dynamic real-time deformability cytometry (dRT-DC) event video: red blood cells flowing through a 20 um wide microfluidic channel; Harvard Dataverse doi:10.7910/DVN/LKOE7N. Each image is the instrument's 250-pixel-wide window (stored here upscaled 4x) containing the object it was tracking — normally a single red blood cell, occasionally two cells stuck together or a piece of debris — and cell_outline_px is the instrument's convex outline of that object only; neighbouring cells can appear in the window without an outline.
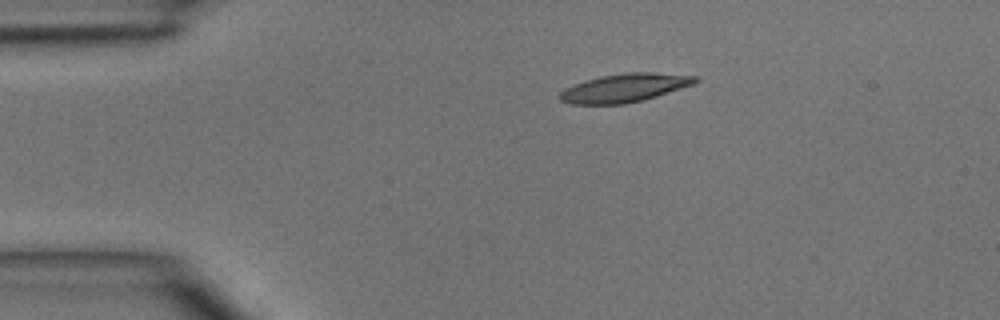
{"species": "common noctule bat (a hibernating species)", "species_latin": "Nyctalus noctula", "temperature_condition": "room temperature", "stored_images_in_passage": 35, "camera_frame_rate_fps": 3000, "um_per_image_px": 0.085, "animal": {"sex": "male", "body_mass_g": 15.6}, "frame": {"image": 1, "passage_image": 1, "time_ms": 0.0, "image_size_px": [1000, 320], "cell_outline_px": [[700, 80], [692, 84], [644, 100], [624, 104], [572, 104], [560, 100], [556, 96], [564, 88], [600, 76], [628, 72], [652, 72], [700, 76]], "centroid_in_image_um": [53.08, 7.47], "position_along_channel_um": 31.9, "area_um2": 22.37}}
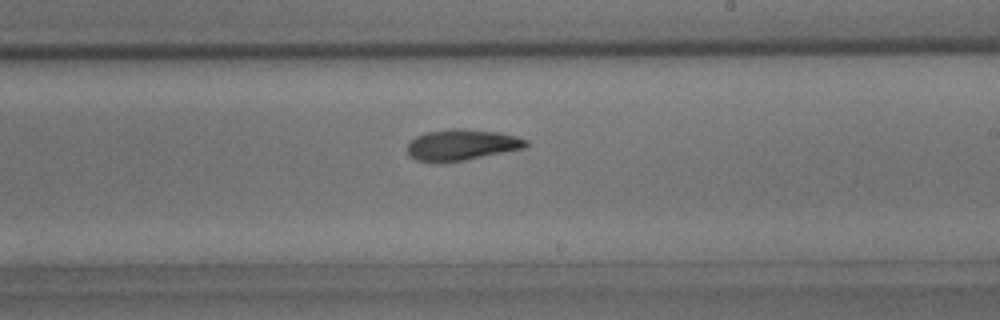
{"frame": {"image": 2, "passage_image": 19, "time_ms": 6.0, "image_size_px": [1000, 320], "cell_outline_px": [[528, 144], [524, 148], [464, 160], [416, 160], [408, 156], [408, 144], [416, 136], [424, 132], [452, 128], [460, 128], [500, 132], [516, 136], [528, 140]], "centroid_in_image_um": [39.27, 12.27], "position_along_channel_um": 249.7, "area_um2": 21.04}}
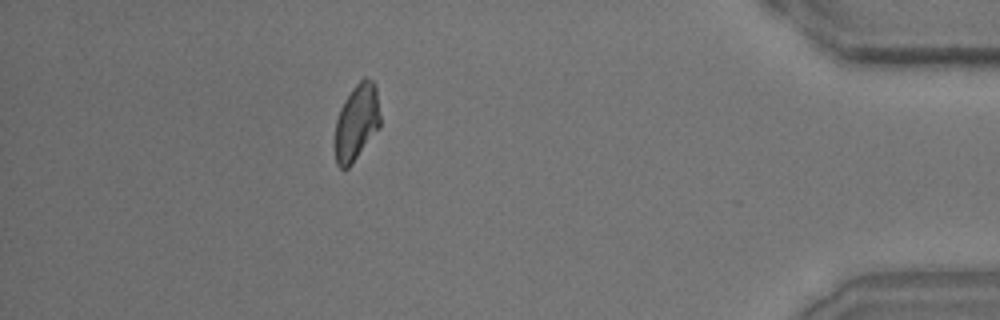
{"frame": {"image": 3, "passage_image": 33, "time_ms": 10.667, "image_size_px": [1000, 320], "cell_outline_px": [[380, 128], [352, 164], [348, 168], [340, 168], [336, 164], [332, 144], [336, 120], [340, 108], [344, 100], [352, 88], [364, 76], [372, 80], [376, 84], [380, 116]], "centroid_in_image_um": [30.28, 10.42], "position_along_channel_um": 404.9, "area_um2": 20.87}}